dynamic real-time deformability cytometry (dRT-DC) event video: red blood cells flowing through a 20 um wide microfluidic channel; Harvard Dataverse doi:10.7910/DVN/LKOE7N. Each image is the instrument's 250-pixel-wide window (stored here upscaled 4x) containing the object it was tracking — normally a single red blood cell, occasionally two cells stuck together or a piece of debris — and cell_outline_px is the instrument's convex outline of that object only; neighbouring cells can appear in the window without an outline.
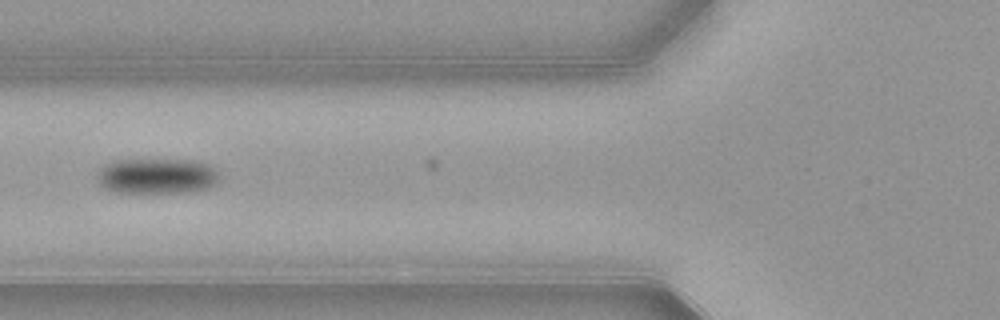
{"species": "common noctule bat (a hibernating species)", "species_latin": "Nyctalus noctula", "temperature_condition": "warm", "stored_images_in_passage": 40, "camera_frame_rate_fps": 3000, "um_per_image_px": 0.085, "animal": {"sex": "female", "body_mass_g": 21.9}, "frame": {"image": 1, "passage_image": 7, "time_ms": 2.0, "image_size_px": [1000, 320], "cell_outline_px": [[220, 176], [216, 184], [208, 188], [196, 192], [120, 192], [104, 188], [96, 180], [96, 172], [104, 164], [112, 160], [196, 160], [208, 164], [220, 172]], "centroid_in_image_um": [13.35, 14.96], "position_along_channel_um": 112.4, "area_um2": 25.66}}
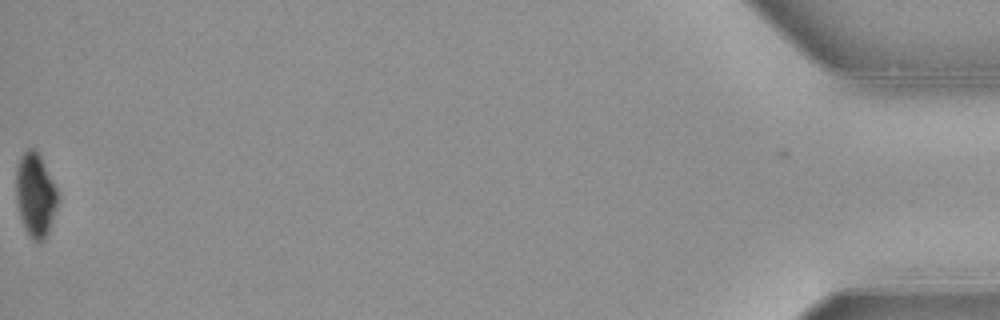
{"frame": {"image": 2, "passage_image": 40, "time_ms": 13.0, "image_size_px": [1000, 320], "cell_outline_px": [[56, 208], [48, 232], [44, 240], [32, 240], [28, 236], [24, 228], [20, 216], [16, 200], [16, 168], [20, 156], [28, 148], [32, 148], [40, 156], [56, 184]], "centroid_in_image_um": [2.98, 16.56], "position_along_channel_um": 432.2, "area_um2": 20.17}, "authors_computed_cell_mechanics": {"area_um2": 25.143, "velocity_mm_per_s": 3.8875, "shape_relaxation_time_tau1_ms": 3.0501, "shape_relaxation_time_tau2_ms": null, "deformation_change_tau1": 0.0993, "deformation_change_tau2": null}}